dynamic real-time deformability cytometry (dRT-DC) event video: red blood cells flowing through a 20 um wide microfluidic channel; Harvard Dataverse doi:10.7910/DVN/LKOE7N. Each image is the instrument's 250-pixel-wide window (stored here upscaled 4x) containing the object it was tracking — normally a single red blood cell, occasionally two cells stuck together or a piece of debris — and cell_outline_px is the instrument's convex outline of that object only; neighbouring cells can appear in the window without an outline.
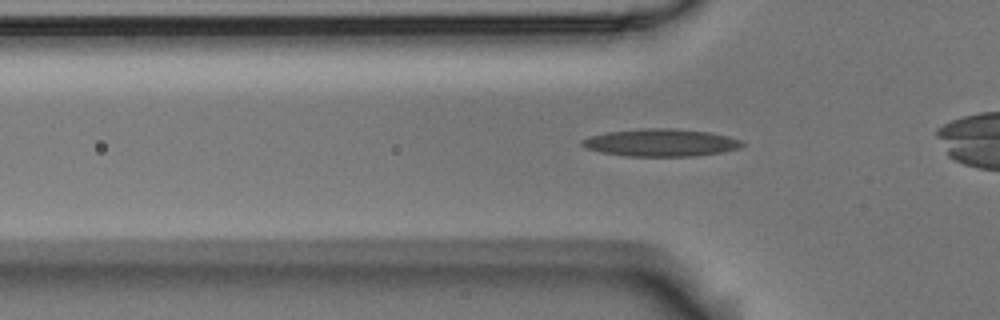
{"species": "Egyptian fruit bat (a non-hibernating species)", "species_latin": "Rousettus aegyptiacus", "temperature_condition": "room temperature", "stored_images_in_passage": 40, "camera_frame_rate_fps": 3000, "um_per_image_px": 0.085, "animal": {"sex": "male"}, "frame": {"image": 1, "passage_image": 13, "time_ms": 4.0, "image_size_px": [1000, 320], "cell_outline_px": [[744, 144], [740, 148], [720, 152], [696, 156], [624, 156], [600, 152], [588, 148], [580, 144], [580, 140], [592, 136], [608, 132], [640, 128], [676, 128], [708, 132], [728, 136], [740, 140]], "centroid_in_image_um": [56.16, 12.12], "position_along_channel_um": 69.6, "area_um2": 25.61}}
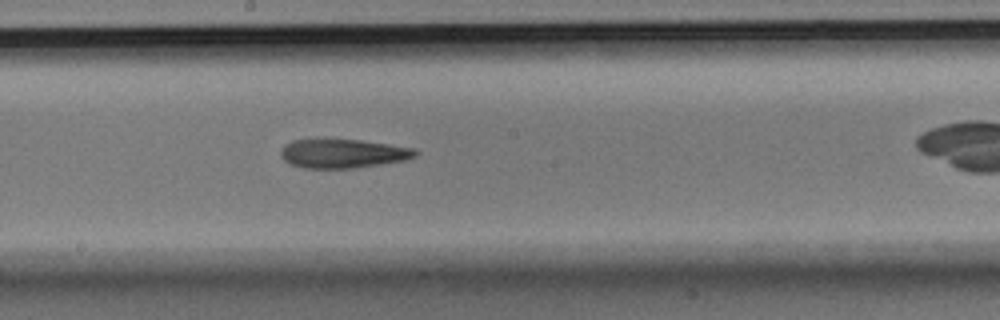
{"frame": {"image": 2, "passage_image": 25, "time_ms": 8.0, "image_size_px": [1000, 320], "cell_outline_px": [[420, 152], [416, 156], [404, 160], [380, 164], [352, 168], [304, 168], [288, 164], [284, 160], [280, 152], [292, 140], [360, 140], [416, 148]], "centroid_in_image_um": [29.19, 13.06], "position_along_channel_um": 219.0, "area_um2": 22.43}}
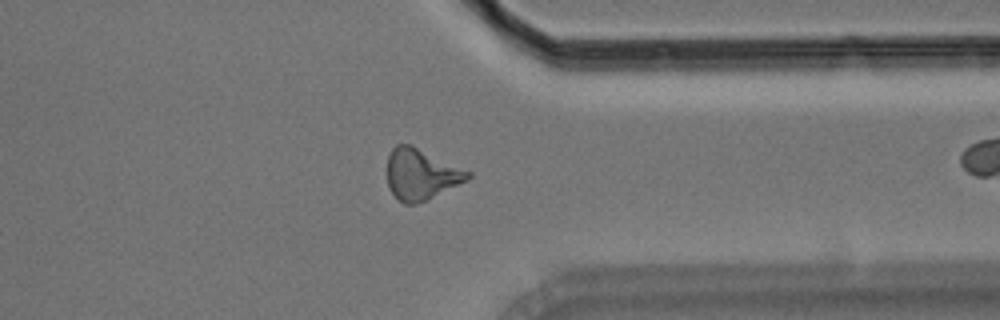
{"frame": {"image": 3, "passage_image": 38, "time_ms": 12.333, "image_size_px": [1000, 320], "cell_outline_px": [[472, 176], [468, 180], [416, 204], [404, 204], [388, 188], [388, 156], [392, 148], [396, 144], [412, 144], [472, 172]], "centroid_in_image_um": [35.8, 14.78], "position_along_channel_um": 375.6, "area_um2": 23.87}}